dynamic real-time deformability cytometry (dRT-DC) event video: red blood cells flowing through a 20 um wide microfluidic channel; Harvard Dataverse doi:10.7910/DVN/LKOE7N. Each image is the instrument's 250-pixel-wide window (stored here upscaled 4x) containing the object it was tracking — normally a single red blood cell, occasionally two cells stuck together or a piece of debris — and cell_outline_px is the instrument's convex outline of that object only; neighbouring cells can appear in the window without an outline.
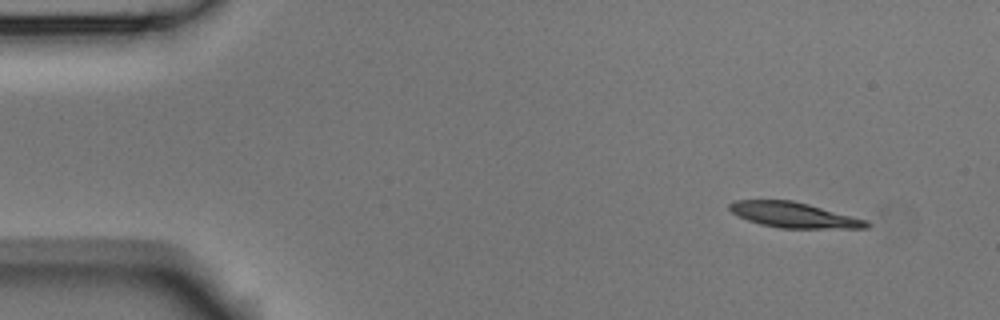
{"species": "Egyptian fruit bat (a non-hibernating species)", "species_latin": "Rousettus aegyptiacus", "temperature_condition": "room temperature", "stored_images_in_passage": 5, "segment_of_instrument_passage": [1, 2], "camera_frame_rate_fps": 3000, "um_per_image_px": 0.085, "animal": {"sex": "male"}, "frame": {"image": 1, "passage_image": 1, "time_ms": 0.0, "image_size_px": [1000, 320], "cell_outline_px": [[872, 224], [868, 228], [780, 228], [760, 224], [748, 220], [732, 212], [728, 208], [728, 204], [736, 200], [792, 200], [808, 204], [868, 220]], "centroid_in_image_um": [67.5, 18.27], "position_along_channel_um": 17.5, "area_um2": 20.17}}